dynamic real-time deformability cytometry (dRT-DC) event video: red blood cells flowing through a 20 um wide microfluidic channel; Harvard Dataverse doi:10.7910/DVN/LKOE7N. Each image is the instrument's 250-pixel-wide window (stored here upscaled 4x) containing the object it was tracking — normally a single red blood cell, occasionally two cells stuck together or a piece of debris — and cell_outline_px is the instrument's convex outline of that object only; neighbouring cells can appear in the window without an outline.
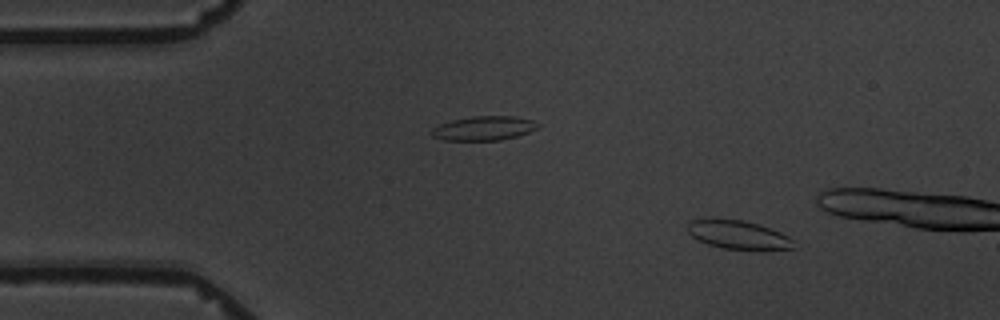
{"species": "common noctule bat (a hibernating species)", "species_latin": "Nyctalus noctula", "temperature_condition": "warm", "stored_images_in_passage": 5, "camera_frame_rate_fps": 3000, "um_per_image_px": 0.085, "animal": {"sex": "male", "body_mass_g": 19.5, "forearm_length_mm": 54.6}, "frame": {"image": 1, "passage_image": 2, "time_ms": 1.0, "image_size_px": [1000, 320], "cell_outline_px": [[796, 248], [724, 248], [708, 244], [692, 236], [688, 232], [688, 224], [692, 220], [708, 216], [740, 220], [756, 224], [780, 232], [788, 236], [792, 240]], "centroid_in_image_um": [62.65, 19.9], "position_along_channel_um": 22.3, "area_um2": 17.28}}